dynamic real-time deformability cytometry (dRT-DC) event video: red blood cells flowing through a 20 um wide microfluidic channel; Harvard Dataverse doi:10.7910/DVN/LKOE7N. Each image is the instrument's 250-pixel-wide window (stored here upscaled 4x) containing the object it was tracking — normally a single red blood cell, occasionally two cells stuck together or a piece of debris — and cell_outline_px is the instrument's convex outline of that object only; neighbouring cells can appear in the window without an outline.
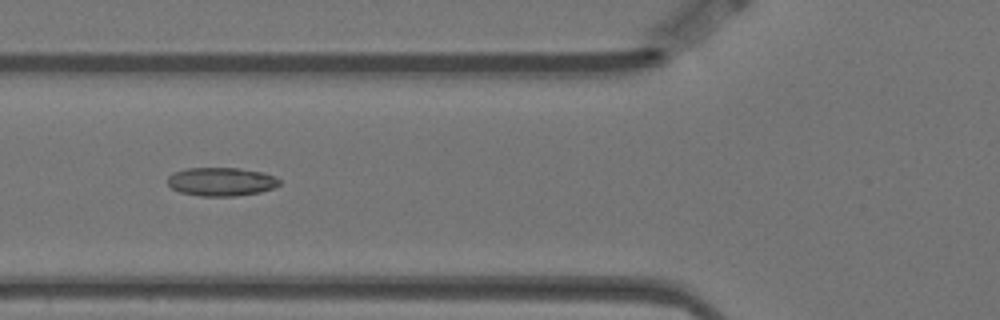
{"species": "Egyptian fruit bat (a non-hibernating species)", "species_latin": "Rousettus aegyptiacus", "temperature_condition": "warm", "stored_images_in_passage": 6, "camera_frame_rate_fps": 3000, "um_per_image_px": 0.085, "animal": {"sex": "female"}, "frame": {"image": 1, "passage_image": 6, "time_ms": 1.667, "image_size_px": [1000, 320], "cell_outline_px": [[280, 184], [272, 188], [260, 192], [232, 196], [200, 196], [180, 192], [172, 188], [168, 184], [168, 176], [172, 172], [184, 168], [236, 168], [260, 172], [276, 176], [280, 180]], "centroid_in_image_um": [18.77, 15.44], "position_along_channel_um": 107.0, "area_um2": 18.55}}